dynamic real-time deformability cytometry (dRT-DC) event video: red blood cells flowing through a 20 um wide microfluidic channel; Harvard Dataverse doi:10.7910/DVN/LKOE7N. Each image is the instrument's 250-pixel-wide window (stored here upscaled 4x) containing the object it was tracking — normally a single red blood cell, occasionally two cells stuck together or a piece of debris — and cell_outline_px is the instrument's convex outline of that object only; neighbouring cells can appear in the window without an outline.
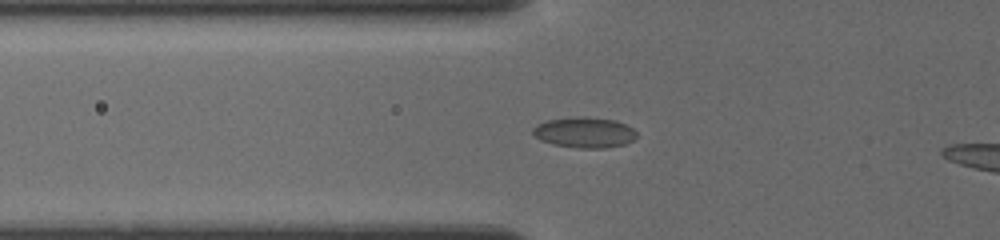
{"species": "common noctule bat (a hibernating species)", "species_latin": "Nyctalus noctula", "temperature_condition": "cold", "stored_images_in_passage": 51, "camera_frame_rate_fps": 3000, "um_per_image_px": 0.085, "animal": {"sex": "female", "body_mass_g": 19.5, "forearm_length_mm": 54.1}, "frame": {"image": 1, "passage_image": 12, "time_ms": 2.0, "image_size_px": [1000, 240], "cell_outline_px": [[636, 136], [632, 140], [624, 144], [604, 148], [576, 148], [552, 144], [540, 140], [532, 132], [532, 128], [536, 124], [548, 120], [576, 116], [584, 116], [616, 120], [632, 128], [636, 132]], "centroid_in_image_um": [49.65, 11.25], "position_along_channel_um": 76.2, "area_um2": 18.55}}
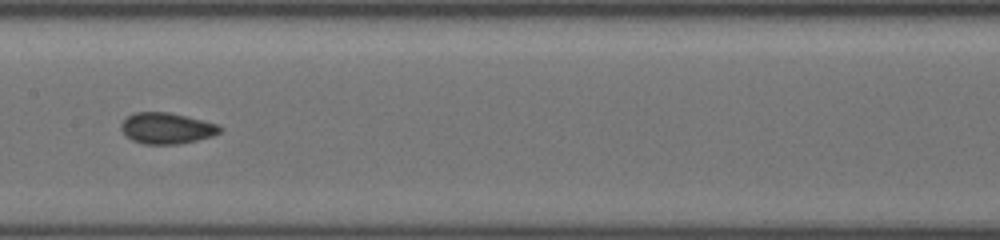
{"frame": {"image": 2, "passage_image": 31, "time_ms": 5.0, "image_size_px": [1000, 240], "cell_outline_px": [[224, 128], [220, 132], [212, 136], [180, 144], [144, 144], [132, 140], [120, 128], [120, 124], [128, 116], [136, 112], [168, 112], [216, 124]], "centroid_in_image_um": [14.16, 10.91], "position_along_channel_um": 193.2, "area_um2": 17.63}}
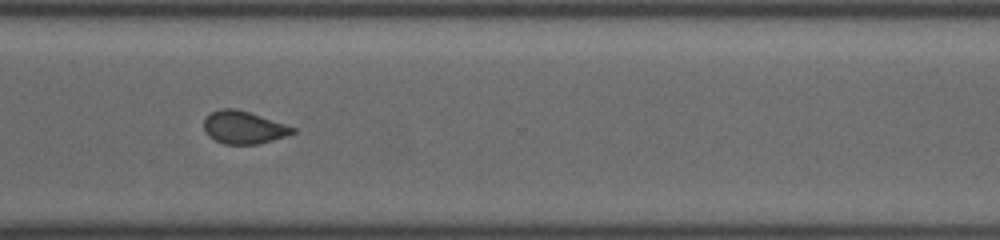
{"frame": {"image": 3, "passage_image": 50, "time_ms": 9.0, "image_size_px": [1000, 240], "cell_outline_px": [[296, 132], [272, 140], [256, 144], [224, 144], [208, 136], [204, 132], [204, 120], [212, 112], [220, 108], [236, 108], [296, 128]], "centroid_in_image_um": [20.67, 10.83], "position_along_channel_um": 349.9, "area_um2": 16.65}}